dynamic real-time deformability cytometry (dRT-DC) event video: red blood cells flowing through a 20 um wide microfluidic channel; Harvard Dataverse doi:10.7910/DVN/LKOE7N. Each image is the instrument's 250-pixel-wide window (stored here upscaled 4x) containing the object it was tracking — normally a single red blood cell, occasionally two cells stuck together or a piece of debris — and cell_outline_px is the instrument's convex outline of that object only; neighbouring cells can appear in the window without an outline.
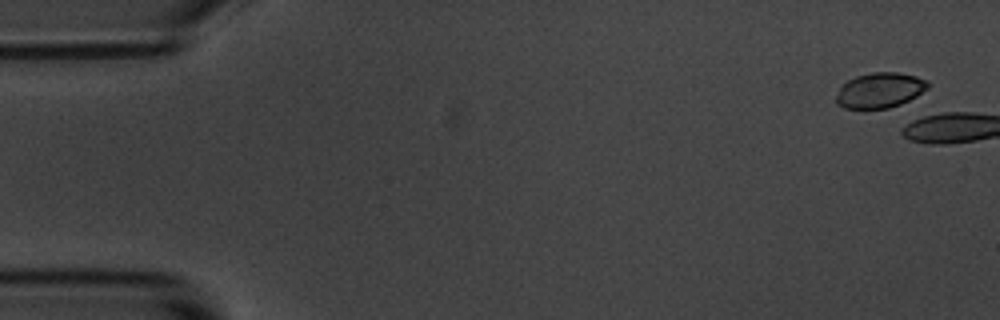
{"species": "common noctule bat (a hibernating species)", "species_latin": "Nyctalus noctula", "temperature_condition": "room temperature", "stored_images_in_passage": 6, "camera_frame_rate_fps": 3000, "um_per_image_px": 0.085, "animal": {"sex": "male", "body_mass_g": 20.1, "forearm_length_mm": 53.5}, "frame": {"image": 1, "passage_image": 1, "time_ms": 0.0, "image_size_px": [1000, 320], "cell_outline_px": [[928, 88], [916, 96], [900, 104], [888, 108], [844, 108], [836, 104], [836, 96], [840, 84], [856, 76], [872, 72], [896, 72], [916, 76], [928, 80]], "centroid_in_image_um": [74.76, 7.66], "position_along_channel_um": 10.2, "area_um2": 18.84}}